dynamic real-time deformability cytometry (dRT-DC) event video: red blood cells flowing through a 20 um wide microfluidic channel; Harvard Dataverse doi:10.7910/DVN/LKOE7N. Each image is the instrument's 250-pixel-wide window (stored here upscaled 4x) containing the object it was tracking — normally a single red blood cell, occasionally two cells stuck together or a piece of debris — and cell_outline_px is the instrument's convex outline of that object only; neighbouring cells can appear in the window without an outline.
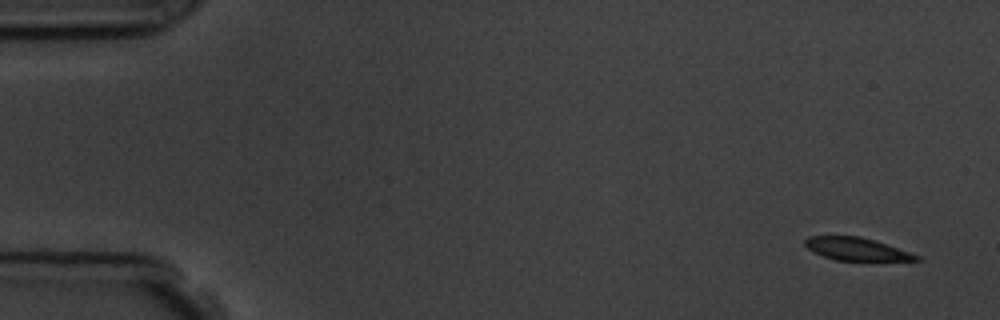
{"species": "common noctule bat (a hibernating species)", "species_latin": "Nyctalus noctula", "temperature_condition": "room temperature", "stored_images_in_passage": 5, "camera_frame_rate_fps": 3000, "um_per_image_px": 0.085, "animal": {"sex": "male", "body_mass_g": 19.5, "forearm_length_mm": 54.6}, "frame": {"image": 1, "passage_image": 1, "time_ms": 0.0, "image_size_px": [1000, 320], "cell_outline_px": [[920, 260], [836, 260], [824, 256], [808, 248], [804, 244], [804, 240], [808, 236], [860, 236], [920, 256]], "centroid_in_image_um": [72.74, 21.16], "position_along_channel_um": 12.3, "area_um2": 14.22}}